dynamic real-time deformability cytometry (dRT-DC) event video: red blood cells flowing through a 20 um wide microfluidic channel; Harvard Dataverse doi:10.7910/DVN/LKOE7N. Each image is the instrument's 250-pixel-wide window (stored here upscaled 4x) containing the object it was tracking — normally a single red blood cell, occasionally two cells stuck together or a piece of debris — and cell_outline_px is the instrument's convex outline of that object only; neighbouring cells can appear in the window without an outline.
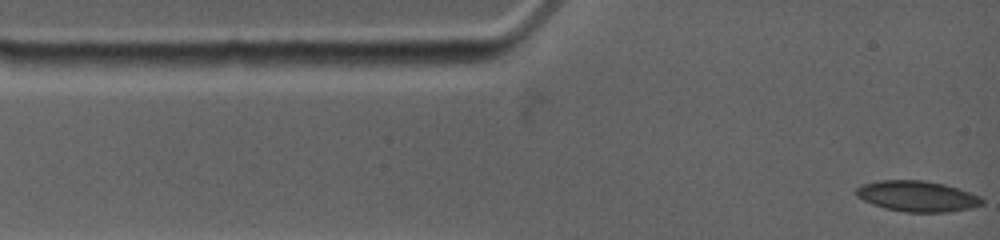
{"species": "common noctule bat (a hibernating species)", "species_latin": "Nyctalus noctula", "temperature_condition": "warm", "stored_images_in_passage": 23, "camera_frame_rate_fps": 4500, "um_per_image_px": 0.085, "animal": {"sex": "female", "body_mass_g": 19.0, "forearm_length_mm": 53.3}, "frame": {"image": 1, "passage_image": 1, "time_ms": 0.0, "image_size_px": [1000, 240], "cell_outline_px": [[984, 204], [968, 208], [948, 212], [904, 212], [884, 208], [872, 204], [856, 196], [856, 188], [860, 184], [880, 180], [924, 180], [944, 184], [980, 196], [984, 200]], "centroid_in_image_um": [77.93, 16.67], "position_along_channel_um": 7.1, "area_um2": 22.54}}
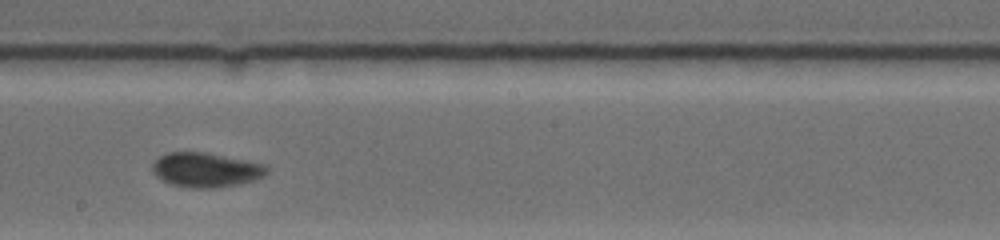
{"frame": {"image": 2, "passage_image": 14, "time_ms": 7.111, "image_size_px": [1000, 240], "cell_outline_px": [[268, 172], [256, 180], [240, 184], [220, 188], [188, 188], [172, 184], [156, 176], [152, 172], [152, 164], [160, 156], [168, 152], [204, 152], [248, 160], [264, 164], [268, 168]], "centroid_in_image_um": [17.52, 14.45], "position_along_channel_um": 230.7, "area_um2": 23.18}}
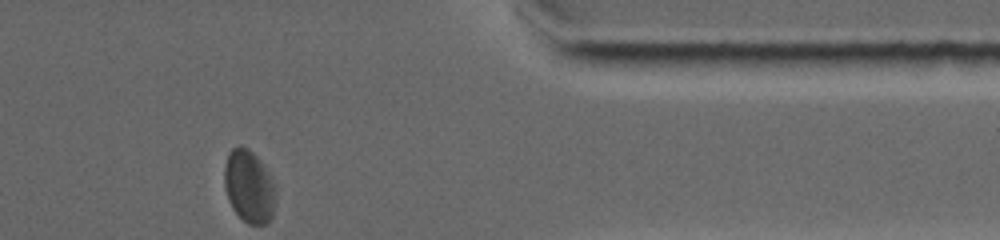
{"frame": {"image": 3, "passage_image": 23, "time_ms": 12.0, "image_size_px": [1000, 240], "cell_outline_px": [[276, 204], [272, 216], [268, 224], [248, 224], [232, 208], [228, 200], [224, 184], [224, 164], [228, 152], [236, 144], [240, 144], [248, 148], [260, 160], [272, 176], [276, 184]], "centroid_in_image_um": [21.19, 15.82], "position_along_channel_um": 390.2, "area_um2": 22.37}, "authors_computed_cell_mechanics": {"area_um2": 22.542, "velocity_mm_per_s": 3.7276, "shape_relaxation_time_tau1_ms": 4.9839, "shape_relaxation_time_tau2_ms": 1.7301, "deformation_change_tau1": 0.1213, "deformation_change_tau2": 0.0353}}